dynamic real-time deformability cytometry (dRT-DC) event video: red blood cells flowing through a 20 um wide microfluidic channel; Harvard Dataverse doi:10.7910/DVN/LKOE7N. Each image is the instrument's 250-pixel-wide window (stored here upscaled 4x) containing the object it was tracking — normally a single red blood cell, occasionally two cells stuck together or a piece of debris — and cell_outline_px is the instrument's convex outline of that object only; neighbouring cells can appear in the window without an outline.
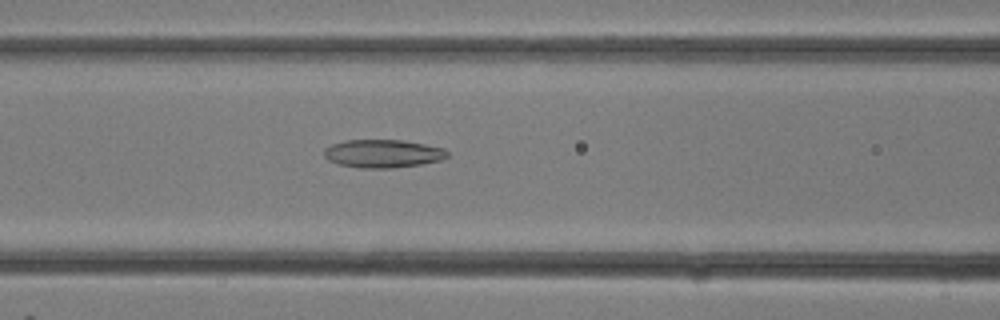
{"species": "common noctule bat (a hibernating species)", "species_latin": "Nyctalus noctula", "temperature_condition": "room temperature", "stored_images_in_passage": 8, "camera_frame_rate_fps": 3000, "um_per_image_px": 0.085, "animal": {"sex": "female"}, "frame": {"image": 1, "passage_image": 6, "time_ms": 1.667, "image_size_px": [1000, 320], "cell_outline_px": [[448, 156], [440, 160], [420, 164], [392, 168], [360, 168], [340, 164], [328, 160], [324, 156], [324, 148], [332, 144], [344, 140], [404, 140], [444, 148], [448, 152]], "centroid_in_image_um": [32.53, 13.05], "position_along_channel_um": 134.1, "area_um2": 20.17}}
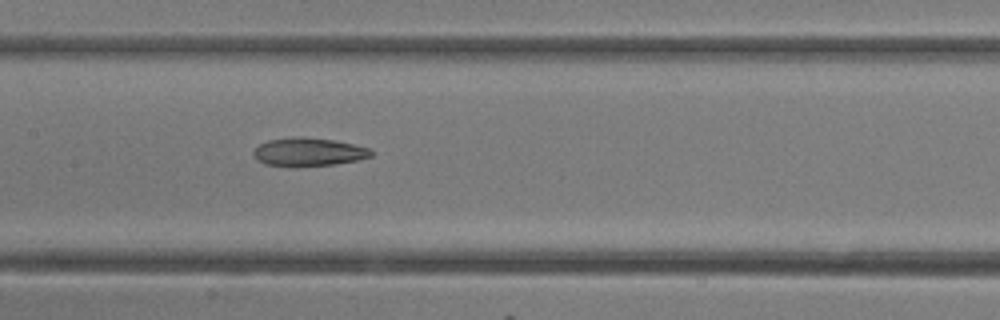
{"frame": {"image": 2, "passage_image": 8, "time_ms": 2.333, "image_size_px": [1000, 320], "cell_outline_px": [[372, 156], [360, 160], [336, 164], [292, 168], [288, 168], [264, 164], [256, 160], [252, 152], [260, 144], [268, 140], [292, 136], [304, 136], [336, 140], [372, 148]], "centroid_in_image_um": [26.22, 12.93], "position_along_channel_um": 181.2, "area_um2": 20.23}}